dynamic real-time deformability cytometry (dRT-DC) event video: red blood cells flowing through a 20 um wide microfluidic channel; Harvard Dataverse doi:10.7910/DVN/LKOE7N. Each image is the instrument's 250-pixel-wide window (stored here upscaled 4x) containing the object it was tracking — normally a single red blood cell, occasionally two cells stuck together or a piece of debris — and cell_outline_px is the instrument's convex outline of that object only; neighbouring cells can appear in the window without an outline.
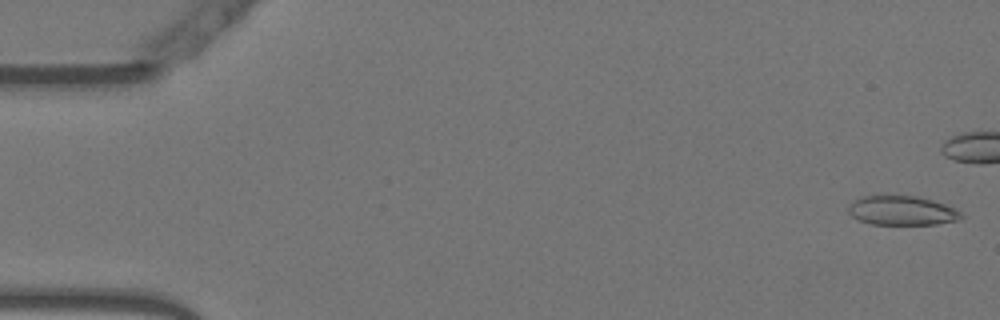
{"species": "Egyptian fruit bat (a non-hibernating species)", "species_latin": "Rousettus aegyptiacus", "temperature_condition": "warm", "stored_images_in_passage": 12, "camera_frame_rate_fps": 3000, "um_per_image_px": 0.085, "animal": {"sex": "female"}, "frame": {"image": 1, "passage_image": 1, "time_ms": 0.0, "image_size_px": [1000, 320], "cell_outline_px": [[964, 216], [956, 220], [936, 224], [872, 224], [860, 220], [852, 216], [848, 212], [848, 208], [852, 200], [864, 196], [916, 196], [932, 200], [956, 208]], "centroid_in_image_um": [76.66, 17.9], "position_along_channel_um": 8.3, "area_um2": 19.07}}